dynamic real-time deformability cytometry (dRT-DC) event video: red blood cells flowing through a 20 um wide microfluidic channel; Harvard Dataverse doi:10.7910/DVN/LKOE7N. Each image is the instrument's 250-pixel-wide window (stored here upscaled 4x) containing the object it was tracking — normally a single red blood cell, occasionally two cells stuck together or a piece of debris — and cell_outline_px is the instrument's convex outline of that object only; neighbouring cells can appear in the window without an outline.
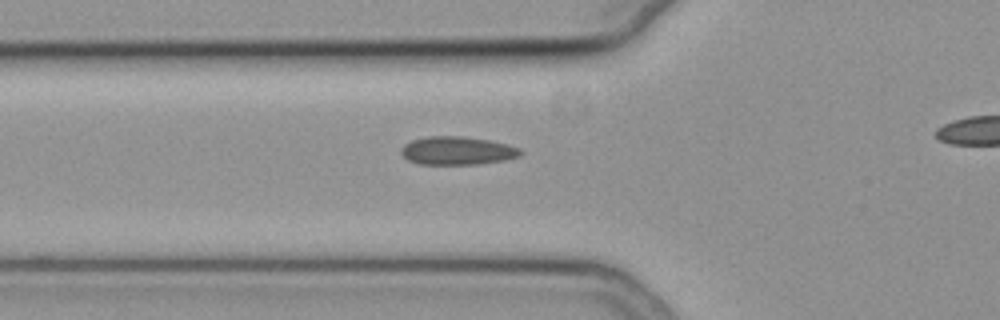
{"species": "common noctule bat (a hibernating species)", "species_latin": "Nyctalus noctula", "temperature_condition": "cold", "stored_images_in_passage": 4, "camera_frame_rate_fps": 3000, "um_per_image_px": 0.085, "animal": {"sex": "female", "body_mass_g": 19.3, "forearm_length_mm": 54.1}, "frame": {"image": 1, "passage_image": 2, "time_ms": 0.333, "image_size_px": [1000, 320], "cell_outline_px": [[520, 156], [504, 160], [476, 164], [420, 164], [408, 160], [400, 152], [400, 148], [404, 144], [412, 140], [428, 136], [460, 136], [488, 140], [508, 144], [520, 148]], "centroid_in_image_um": [38.84, 12.8], "position_along_channel_um": 87.0, "area_um2": 19.54}}